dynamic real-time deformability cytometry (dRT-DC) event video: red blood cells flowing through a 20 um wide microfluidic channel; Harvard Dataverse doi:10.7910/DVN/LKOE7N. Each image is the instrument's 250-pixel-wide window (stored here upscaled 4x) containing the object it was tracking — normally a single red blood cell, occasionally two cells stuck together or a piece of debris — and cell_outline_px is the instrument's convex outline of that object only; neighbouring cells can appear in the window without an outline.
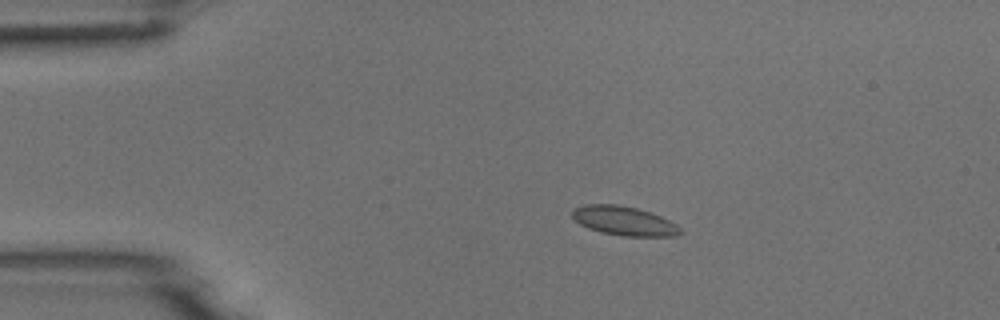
{"species": "common noctule bat (a hibernating species)", "species_latin": "Nyctalus noctula", "temperature_condition": "room temperature", "stored_images_in_passage": 6, "camera_frame_rate_fps": 3000, "um_per_image_px": 0.085, "animal": {"sex": "male", "body_mass_g": 18.8}, "frame": {"image": 1, "passage_image": 3, "time_ms": 0.667, "image_size_px": [1000, 320], "cell_outline_px": [[684, 232], [676, 236], [620, 236], [600, 232], [588, 228], [580, 224], [572, 216], [572, 208], [584, 204], [616, 204], [636, 208], [660, 216], [676, 224]], "centroid_in_image_um": [53.02, 18.78], "position_along_channel_um": 32.0, "area_um2": 18.38}}
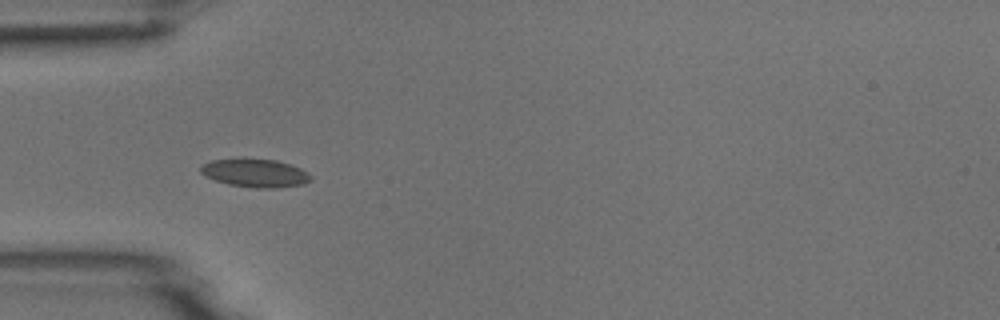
{"frame": {"image": 2, "passage_image": 5, "time_ms": 1.333, "image_size_px": [1000, 320], "cell_outline_px": [[312, 180], [304, 184], [276, 188], [256, 188], [228, 184], [216, 180], [200, 172], [200, 168], [204, 164], [212, 160], [240, 156], [276, 160], [292, 164], [308, 172], [312, 176]], "centroid_in_image_um": [21.72, 14.67], "position_along_channel_um": 63.3, "area_um2": 18.67}}